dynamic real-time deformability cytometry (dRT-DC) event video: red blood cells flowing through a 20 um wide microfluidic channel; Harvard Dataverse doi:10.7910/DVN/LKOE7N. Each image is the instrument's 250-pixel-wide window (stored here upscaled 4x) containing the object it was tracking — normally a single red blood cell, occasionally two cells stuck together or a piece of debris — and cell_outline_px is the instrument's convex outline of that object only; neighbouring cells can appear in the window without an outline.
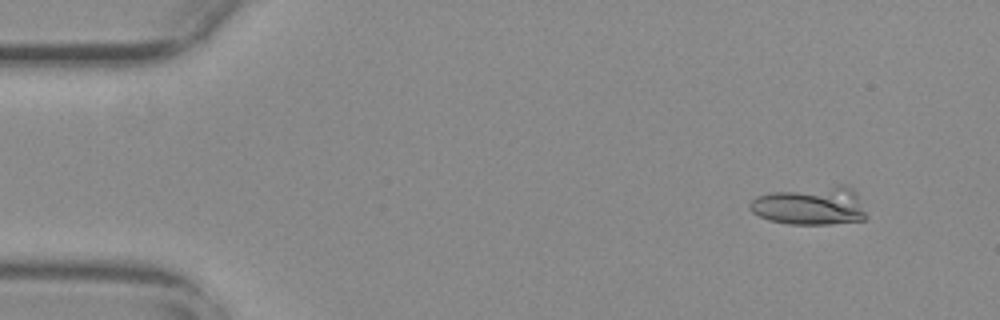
{"species": "common noctule bat (a hibernating species)", "species_latin": "Nyctalus noctula", "temperature_condition": "warm", "stored_images_in_passage": 8, "camera_frame_rate_fps": 3000, "um_per_image_px": 0.085, "animal": {"sex": "female", "body_mass_g": 29.2, "forearm_length_mm": 56.3}, "frame": {"image": 1, "passage_image": 2, "time_ms": 0.333, "image_size_px": [1000, 320], "cell_outline_px": [[868, 216], [864, 220], [832, 224], [788, 224], [768, 220], [752, 212], [748, 208], [748, 204], [756, 196], [768, 192], [836, 184], [848, 184], [856, 192]], "centroid_in_image_um": [68.9, 17.47], "position_along_channel_um": 16.1, "area_um2": 26.7}}